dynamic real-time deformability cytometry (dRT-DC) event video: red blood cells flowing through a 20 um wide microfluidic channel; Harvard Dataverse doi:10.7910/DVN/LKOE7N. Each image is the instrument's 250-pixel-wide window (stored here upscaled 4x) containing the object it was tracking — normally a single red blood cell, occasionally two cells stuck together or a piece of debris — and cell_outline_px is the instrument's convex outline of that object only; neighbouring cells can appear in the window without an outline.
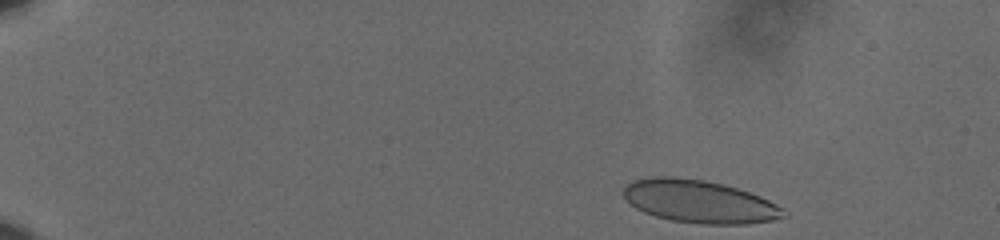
{"species": "human", "species_latin": "Homo sapiens", "temperature_condition": "cold", "stored_images_in_passage": 51, "camera_frame_rate_fps": 3000, "um_per_image_px": 0.085, "donor": {"sex": "male"}, "frame": {"image": 1, "passage_image": 1, "time_ms": 0.0, "image_size_px": [1000, 240], "cell_outline_px": [[788, 216], [772, 220], [748, 224], [700, 224], [672, 220], [656, 216], [644, 212], [636, 208], [624, 196], [624, 188], [632, 180], [652, 176], [672, 176], [704, 180], [724, 184], [760, 196], [784, 208], [788, 212]], "centroid_in_image_um": [59.48, 17.13], "position_along_channel_um": 25.5, "area_um2": 39.94}}
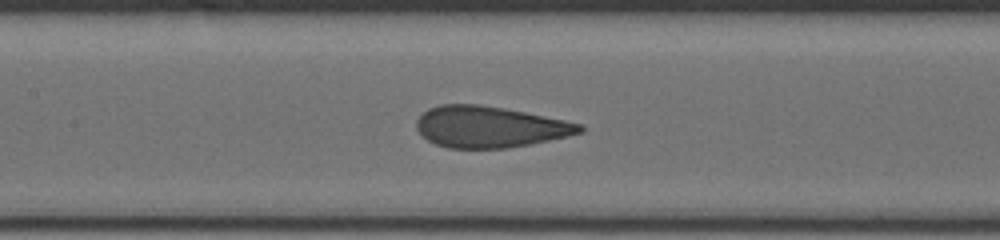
{"frame": {"image": 2, "passage_image": 23, "time_ms": 7.333, "image_size_px": [1000, 240], "cell_outline_px": [[584, 132], [568, 136], [508, 148], [448, 148], [436, 144], [420, 136], [416, 128], [416, 120], [428, 108], [440, 104], [480, 104], [504, 108], [564, 120], [580, 124], [584, 128]], "centroid_in_image_um": [41.58, 10.78], "position_along_channel_um": 165.8, "area_um2": 39.19}}
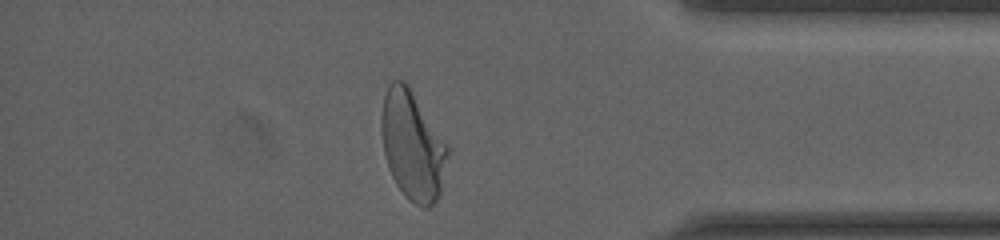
{"frame": {"image": 3, "passage_image": 44, "time_ms": 14.333, "image_size_px": [1000, 240], "cell_outline_px": [[452, 148], [440, 192], [436, 200], [428, 208], [424, 208], [408, 200], [404, 196], [396, 184], [388, 168], [384, 156], [380, 132], [380, 116], [384, 96], [388, 84], [392, 80], [404, 80], [408, 84]], "centroid_in_image_um": [35.08, 12.35], "position_along_channel_um": 400.1, "area_um2": 43.29}, "authors_computed_cell_mechanics": {"area_um2": 40.171, "velocity_mm_per_s": 3.6157, "shape_relaxation_time_tau1_ms": 5.239, "shape_relaxation_time_tau2_ms": null, "deformation_change_tau1": 0.1517, "deformation_change_tau2": null}}